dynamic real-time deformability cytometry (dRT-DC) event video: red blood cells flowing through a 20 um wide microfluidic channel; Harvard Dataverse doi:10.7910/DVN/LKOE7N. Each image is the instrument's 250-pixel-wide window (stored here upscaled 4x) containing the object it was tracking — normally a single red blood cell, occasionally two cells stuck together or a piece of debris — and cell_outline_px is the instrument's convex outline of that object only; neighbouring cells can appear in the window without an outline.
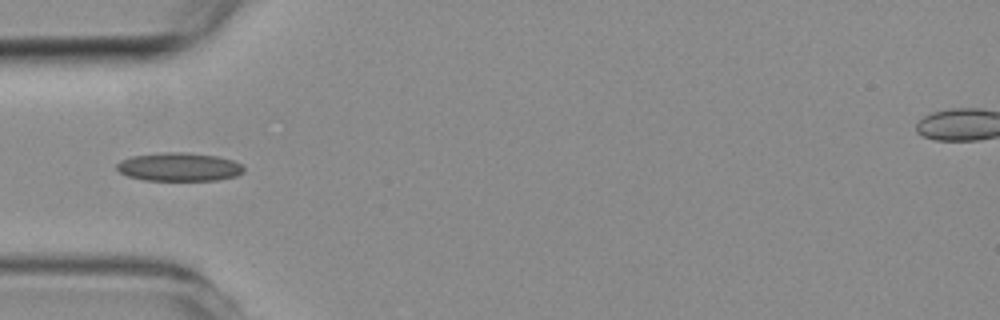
{"species": "common noctule bat (a hibernating species)", "species_latin": "Nyctalus noctula", "temperature_condition": "room temperature", "stored_images_in_passage": 2, "camera_frame_rate_fps": 3000, "um_per_image_px": 0.085, "animal": {"sex": "female", "body_mass_g": 19.3, "forearm_length_mm": 54.1}, "frame": {"image": 1, "passage_image": 2, "time_ms": 2.0, "image_size_px": [1000, 320], "cell_outline_px": [[244, 172], [236, 176], [216, 180], [144, 180], [128, 176], [120, 172], [116, 168], [116, 164], [120, 160], [132, 156], [164, 152], [184, 152], [216, 156], [232, 160], [240, 164], [244, 168]], "centroid_in_image_um": [15.2, 14.19], "position_along_channel_um": 69.8, "area_um2": 20.98}}